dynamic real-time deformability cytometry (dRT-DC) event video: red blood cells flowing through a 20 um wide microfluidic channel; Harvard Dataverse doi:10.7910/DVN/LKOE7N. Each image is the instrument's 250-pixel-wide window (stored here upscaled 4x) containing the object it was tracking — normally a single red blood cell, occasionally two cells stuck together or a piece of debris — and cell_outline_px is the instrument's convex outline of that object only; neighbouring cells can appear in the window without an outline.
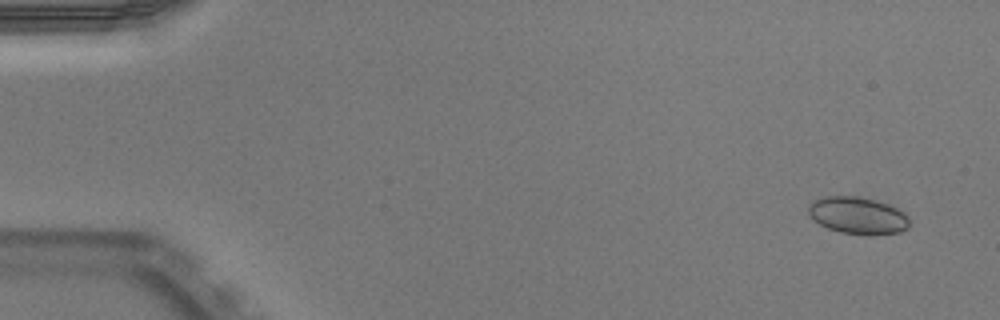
{"species": "Egyptian fruit bat (a non-hibernating species)", "species_latin": "Rousettus aegyptiacus", "temperature_condition": "warm", "stored_images_in_passage": 52, "camera_frame_rate_fps": 3000, "um_per_image_px": 0.085, "animal": {"sex": "male"}, "frame": {"image": 1, "passage_image": 4, "time_ms": 1.0, "image_size_px": [1000, 320], "cell_outline_px": [[908, 228], [900, 232], [840, 232], [828, 228], [820, 224], [808, 212], [808, 204], [812, 200], [824, 196], [860, 196], [876, 200], [888, 204], [896, 208], [908, 216]], "centroid_in_image_um": [72.86, 18.25], "position_along_channel_um": 12.1, "area_um2": 21.1}}
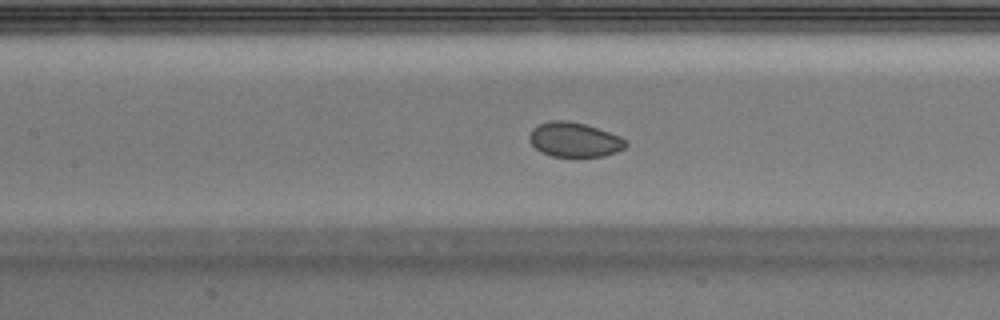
{"frame": {"image": 2, "passage_image": 25, "time_ms": 8.0, "image_size_px": [1000, 320], "cell_outline_px": [[628, 144], [624, 148], [616, 152], [604, 156], [552, 156], [540, 152], [528, 140], [528, 136], [532, 128], [540, 124], [552, 120], [568, 120], [584, 124], [620, 136], [628, 140]], "centroid_in_image_um": [48.81, 11.87], "position_along_channel_um": 158.6, "area_um2": 19.42}}
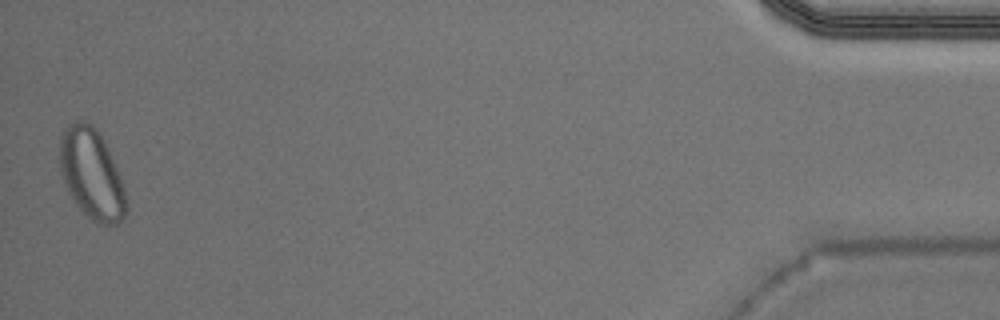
{"frame": {"image": 3, "passage_image": 52, "time_ms": 17.0, "image_size_px": [1000, 320], "cell_outline_px": [[128, 208], [124, 216], [116, 224], [96, 224], [76, 204], [68, 192], [60, 172], [60, 140], [64, 128], [68, 124], [76, 120], [84, 120], [92, 124], [96, 128], [108, 148], [124, 188], [128, 204]], "centroid_in_image_um": [7.78, 14.78], "position_along_channel_um": 427.4, "area_um2": 34.85}}